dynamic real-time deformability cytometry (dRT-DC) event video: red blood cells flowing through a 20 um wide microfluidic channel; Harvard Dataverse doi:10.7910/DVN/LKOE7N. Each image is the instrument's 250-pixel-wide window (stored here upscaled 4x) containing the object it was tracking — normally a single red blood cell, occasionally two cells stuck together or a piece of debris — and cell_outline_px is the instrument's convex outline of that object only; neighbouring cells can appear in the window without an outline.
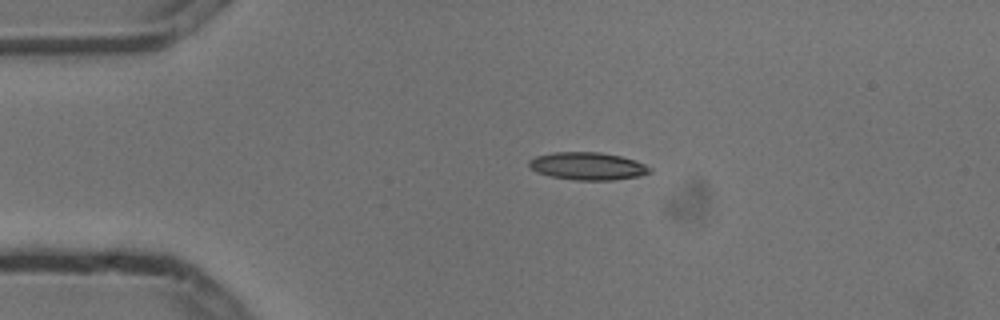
{"species": "common noctule bat (a hibernating species)", "species_latin": "Nyctalus noctula", "temperature_condition": "cold", "stored_images_in_passage": 3, "camera_frame_rate_fps": 3000, "um_per_image_px": 0.085, "animal": {"sex": "male", "body_mass_g": 13.3}, "frame": {"image": 1, "passage_image": 1, "time_ms": 0.0, "image_size_px": [1000, 320], "cell_outline_px": [[652, 172], [640, 176], [612, 180], [576, 180], [548, 176], [536, 172], [528, 168], [528, 160], [536, 156], [556, 152], [600, 152], [620, 156], [636, 160], [652, 168]], "centroid_in_image_um": [49.94, 14.12], "position_along_channel_um": 35.1, "area_um2": 19.65}}
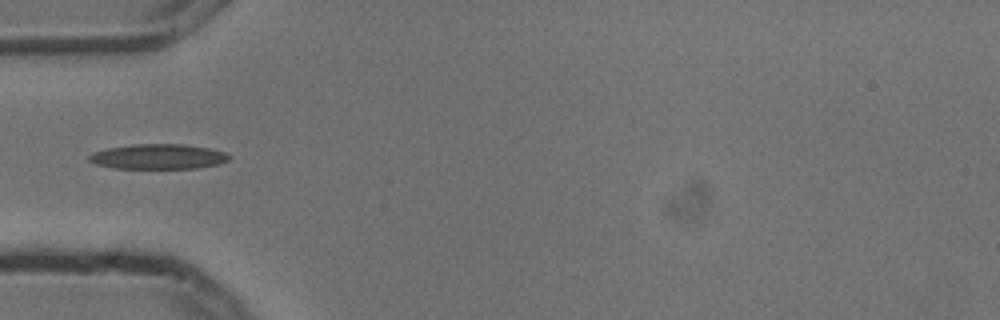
{"frame": {"image": 2, "passage_image": 3, "time_ms": 0.667, "image_size_px": [1000, 320], "cell_outline_px": [[228, 160], [220, 164], [196, 168], [112, 168], [96, 164], [88, 160], [88, 156], [92, 152], [108, 148], [132, 144], [184, 144], [208, 148], [224, 152], [228, 156]], "centroid_in_image_um": [13.41, 13.31], "position_along_channel_um": 71.6, "area_um2": 20.35}}